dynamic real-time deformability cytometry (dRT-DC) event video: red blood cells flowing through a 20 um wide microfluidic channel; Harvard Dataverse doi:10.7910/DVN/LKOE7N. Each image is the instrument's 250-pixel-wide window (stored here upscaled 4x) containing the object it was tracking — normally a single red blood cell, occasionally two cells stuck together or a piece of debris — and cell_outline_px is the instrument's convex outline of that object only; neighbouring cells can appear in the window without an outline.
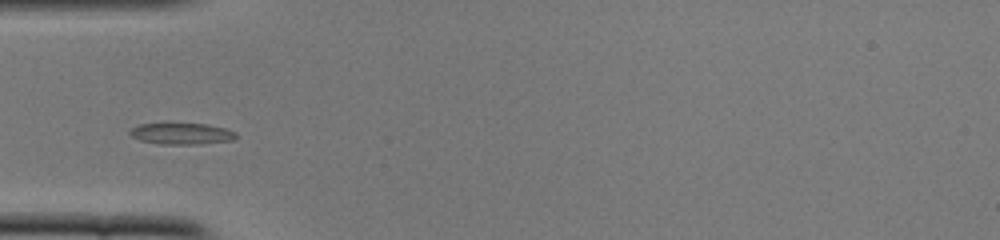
{"species": "common noctule bat (a hibernating species)", "species_latin": "Nyctalus noctula", "temperature_condition": "cold", "stored_images_in_passage": 38, "camera_frame_rate_fps": 3000, "um_per_image_px": 0.085, "animal": {"sex": "female", "body_mass_g": 22.0, "forearm_length_mm": 56.7}, "frame": {"image": 1, "passage_image": 3, "time_ms": 0.667, "image_size_px": [1000, 240], "cell_outline_px": [[236, 140], [196, 144], [160, 144], [140, 140], [132, 136], [128, 132], [132, 128], [140, 124], [168, 120], [208, 124], [224, 128], [236, 132]], "centroid_in_image_um": [15.4, 11.3], "position_along_channel_um": 69.6, "area_um2": 14.05}}
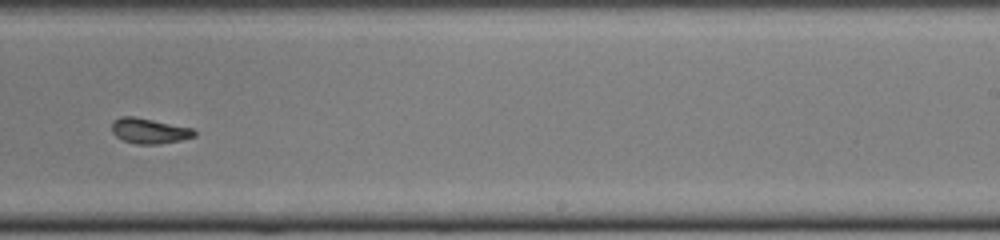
{"frame": {"image": 2, "passage_image": 19, "time_ms": 6.0, "image_size_px": [1000, 240], "cell_outline_px": [[196, 136], [180, 140], [160, 144], [136, 144], [124, 140], [116, 136], [112, 132], [112, 120], [120, 116], [132, 116], [192, 128], [196, 132]], "centroid_in_image_um": [12.67, 11.12], "position_along_channel_um": 276.3, "area_um2": 12.08}}
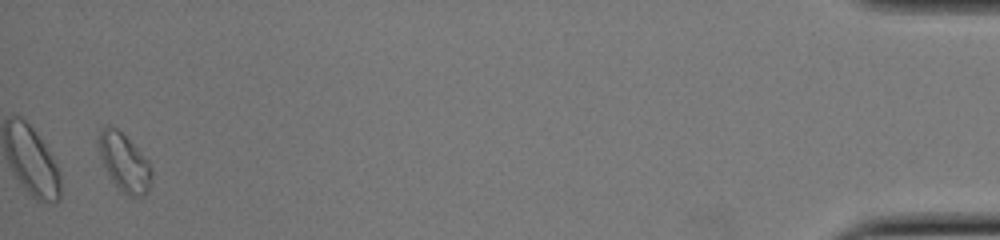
{"frame": {"image": 3, "passage_image": 37, "time_ms": 12.0, "image_size_px": [1000, 240], "cell_outline_px": [[152, 176], [148, 192], [144, 196], [128, 196], [112, 180], [100, 156], [96, 140], [100, 128], [108, 124], [116, 128], [148, 160], [152, 168]], "centroid_in_image_um": [10.55, 13.78], "position_along_channel_um": 424.6, "area_um2": 17.69}, "authors_computed_cell_mechanics": {"area_um2": 12.6004, "velocity_mm_per_s": 3.8819, "shape_relaxation_time_tau1_ms": 7.9487, "shape_relaxation_time_tau2_ms": 1.9314, "deformation_change_tau1": 0.225, "deformation_change_tau2": 0.0772}}